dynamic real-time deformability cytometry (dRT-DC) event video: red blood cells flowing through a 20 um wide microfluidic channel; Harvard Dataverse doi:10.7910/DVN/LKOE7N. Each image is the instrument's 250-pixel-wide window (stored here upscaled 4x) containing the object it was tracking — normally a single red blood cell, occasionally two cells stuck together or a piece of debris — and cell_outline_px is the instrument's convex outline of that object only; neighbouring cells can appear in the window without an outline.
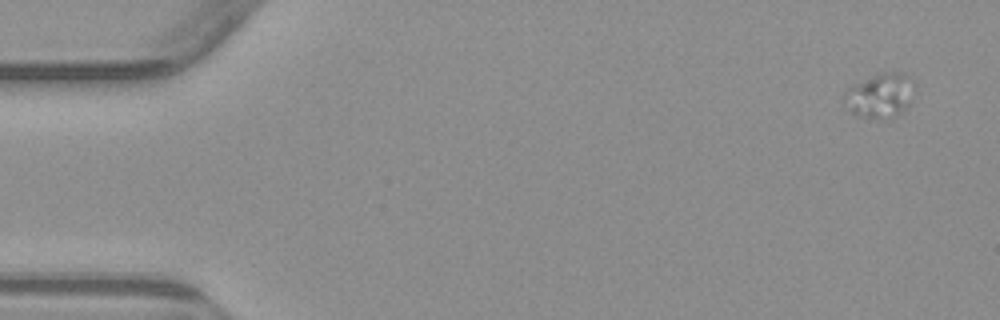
{"species": "common noctule bat (a hibernating species)", "species_latin": "Nyctalus noctula", "temperature_condition": "warm", "stored_images_in_passage": 5, "camera_frame_rate_fps": 3000, "um_per_image_px": 0.085, "animal": {"sex": "male", "body_mass_g": 23.1, "forearm_length_mm": 52.7}, "frame": {"image": 1, "passage_image": 1, "time_ms": 0.0, "image_size_px": [1000, 320], "cell_outline_px": [[916, 84], [912, 100], [896, 116], [856, 116], [852, 112], [844, 96], [844, 92], [852, 84], [880, 72], [900, 72], [908, 76]], "centroid_in_image_um": [74.85, 8.04], "position_along_channel_um": 10.1, "area_um2": 17.8}}
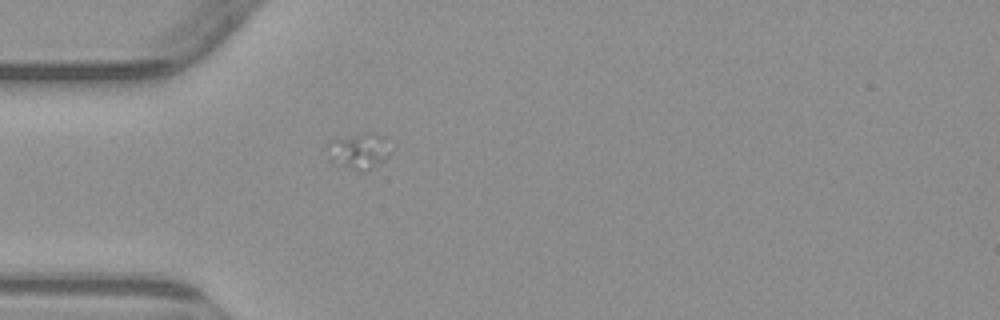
{"frame": {"image": 2, "passage_image": 5, "time_ms": 4.667, "image_size_px": [1000, 320], "cell_outline_px": [[388, 156], [384, 160], [372, 168], [364, 172], [360, 172], [344, 164], [340, 160], [328, 144], [328, 140], [336, 136], [368, 132], [376, 132], [388, 136]], "centroid_in_image_um": [30.66, 12.72], "position_along_channel_um": 54.3, "area_um2": 12.66}}